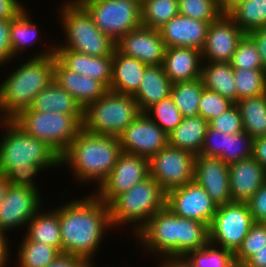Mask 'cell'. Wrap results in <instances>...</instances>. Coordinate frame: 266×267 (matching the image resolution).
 I'll use <instances>...</instances> for the list:
<instances>
[{
	"label": "cell",
	"mask_w": 266,
	"mask_h": 267,
	"mask_svg": "<svg viewBox=\"0 0 266 267\" xmlns=\"http://www.w3.org/2000/svg\"><path fill=\"white\" fill-rule=\"evenodd\" d=\"M71 201L56 209L62 253L94 261L104 232L112 228L109 206L95 194Z\"/></svg>",
	"instance_id": "cell-1"
},
{
	"label": "cell",
	"mask_w": 266,
	"mask_h": 267,
	"mask_svg": "<svg viewBox=\"0 0 266 267\" xmlns=\"http://www.w3.org/2000/svg\"><path fill=\"white\" fill-rule=\"evenodd\" d=\"M1 121L7 131L0 139V174L10 185L38 189L33 177L46 168L61 166L60 156L46 142L27 135L12 120Z\"/></svg>",
	"instance_id": "cell-2"
},
{
	"label": "cell",
	"mask_w": 266,
	"mask_h": 267,
	"mask_svg": "<svg viewBox=\"0 0 266 267\" xmlns=\"http://www.w3.org/2000/svg\"><path fill=\"white\" fill-rule=\"evenodd\" d=\"M48 49L22 63L2 81L1 120H12L23 110L30 108L35 96L53 81L55 47Z\"/></svg>",
	"instance_id": "cell-3"
},
{
	"label": "cell",
	"mask_w": 266,
	"mask_h": 267,
	"mask_svg": "<svg viewBox=\"0 0 266 267\" xmlns=\"http://www.w3.org/2000/svg\"><path fill=\"white\" fill-rule=\"evenodd\" d=\"M121 153L119 137L94 134L82 128L60 156V163L70 166L73 176L82 183L94 181L99 187L109 176Z\"/></svg>",
	"instance_id": "cell-4"
},
{
	"label": "cell",
	"mask_w": 266,
	"mask_h": 267,
	"mask_svg": "<svg viewBox=\"0 0 266 267\" xmlns=\"http://www.w3.org/2000/svg\"><path fill=\"white\" fill-rule=\"evenodd\" d=\"M61 12L60 22L66 32V45L56 44L55 48H66L90 56H113L116 42L100 31L78 0L66 1Z\"/></svg>",
	"instance_id": "cell-5"
},
{
	"label": "cell",
	"mask_w": 266,
	"mask_h": 267,
	"mask_svg": "<svg viewBox=\"0 0 266 267\" xmlns=\"http://www.w3.org/2000/svg\"><path fill=\"white\" fill-rule=\"evenodd\" d=\"M108 206L112 227L134 223L132 227L136 224V233L156 212L166 206V192L153 177L148 176L127 192L118 195Z\"/></svg>",
	"instance_id": "cell-6"
},
{
	"label": "cell",
	"mask_w": 266,
	"mask_h": 267,
	"mask_svg": "<svg viewBox=\"0 0 266 267\" xmlns=\"http://www.w3.org/2000/svg\"><path fill=\"white\" fill-rule=\"evenodd\" d=\"M84 114H63L25 109L12 121L27 135L46 142L59 156L83 128Z\"/></svg>",
	"instance_id": "cell-7"
},
{
	"label": "cell",
	"mask_w": 266,
	"mask_h": 267,
	"mask_svg": "<svg viewBox=\"0 0 266 267\" xmlns=\"http://www.w3.org/2000/svg\"><path fill=\"white\" fill-rule=\"evenodd\" d=\"M139 114L132 95L108 90L84 109L83 128L90 133L118 137Z\"/></svg>",
	"instance_id": "cell-8"
},
{
	"label": "cell",
	"mask_w": 266,
	"mask_h": 267,
	"mask_svg": "<svg viewBox=\"0 0 266 267\" xmlns=\"http://www.w3.org/2000/svg\"><path fill=\"white\" fill-rule=\"evenodd\" d=\"M90 13L94 24L117 42L141 26V4L135 0H78Z\"/></svg>",
	"instance_id": "cell-9"
},
{
	"label": "cell",
	"mask_w": 266,
	"mask_h": 267,
	"mask_svg": "<svg viewBox=\"0 0 266 267\" xmlns=\"http://www.w3.org/2000/svg\"><path fill=\"white\" fill-rule=\"evenodd\" d=\"M254 223L247 202H231L217 207L209 226V243L219 244L233 255Z\"/></svg>",
	"instance_id": "cell-10"
},
{
	"label": "cell",
	"mask_w": 266,
	"mask_h": 267,
	"mask_svg": "<svg viewBox=\"0 0 266 267\" xmlns=\"http://www.w3.org/2000/svg\"><path fill=\"white\" fill-rule=\"evenodd\" d=\"M145 249L162 256L166 263H178V215L168 207L156 212L135 234Z\"/></svg>",
	"instance_id": "cell-11"
},
{
	"label": "cell",
	"mask_w": 266,
	"mask_h": 267,
	"mask_svg": "<svg viewBox=\"0 0 266 267\" xmlns=\"http://www.w3.org/2000/svg\"><path fill=\"white\" fill-rule=\"evenodd\" d=\"M195 155L167 145L149 159L150 176L167 193L194 181Z\"/></svg>",
	"instance_id": "cell-12"
},
{
	"label": "cell",
	"mask_w": 266,
	"mask_h": 267,
	"mask_svg": "<svg viewBox=\"0 0 266 267\" xmlns=\"http://www.w3.org/2000/svg\"><path fill=\"white\" fill-rule=\"evenodd\" d=\"M150 176L149 159L122 152L96 196L109 205L118 195Z\"/></svg>",
	"instance_id": "cell-13"
},
{
	"label": "cell",
	"mask_w": 266,
	"mask_h": 267,
	"mask_svg": "<svg viewBox=\"0 0 266 267\" xmlns=\"http://www.w3.org/2000/svg\"><path fill=\"white\" fill-rule=\"evenodd\" d=\"M118 137L122 152L148 159L168 145V134L144 112Z\"/></svg>",
	"instance_id": "cell-14"
},
{
	"label": "cell",
	"mask_w": 266,
	"mask_h": 267,
	"mask_svg": "<svg viewBox=\"0 0 266 267\" xmlns=\"http://www.w3.org/2000/svg\"><path fill=\"white\" fill-rule=\"evenodd\" d=\"M166 207L179 217L203 222L208 226L217 210L210 195L195 180L169 190L166 193Z\"/></svg>",
	"instance_id": "cell-15"
},
{
	"label": "cell",
	"mask_w": 266,
	"mask_h": 267,
	"mask_svg": "<svg viewBox=\"0 0 266 267\" xmlns=\"http://www.w3.org/2000/svg\"><path fill=\"white\" fill-rule=\"evenodd\" d=\"M40 200L37 189L9 184L0 204V232L6 235L8 230L20 229L27 224L41 210Z\"/></svg>",
	"instance_id": "cell-16"
},
{
	"label": "cell",
	"mask_w": 266,
	"mask_h": 267,
	"mask_svg": "<svg viewBox=\"0 0 266 267\" xmlns=\"http://www.w3.org/2000/svg\"><path fill=\"white\" fill-rule=\"evenodd\" d=\"M245 34L226 13H223L208 26L206 42L201 51L202 62H230Z\"/></svg>",
	"instance_id": "cell-17"
},
{
	"label": "cell",
	"mask_w": 266,
	"mask_h": 267,
	"mask_svg": "<svg viewBox=\"0 0 266 267\" xmlns=\"http://www.w3.org/2000/svg\"><path fill=\"white\" fill-rule=\"evenodd\" d=\"M116 49L147 65H162L166 46L159 30L139 26L116 42Z\"/></svg>",
	"instance_id": "cell-18"
},
{
	"label": "cell",
	"mask_w": 266,
	"mask_h": 267,
	"mask_svg": "<svg viewBox=\"0 0 266 267\" xmlns=\"http://www.w3.org/2000/svg\"><path fill=\"white\" fill-rule=\"evenodd\" d=\"M194 180L206 190L217 207L232 202L229 168L220 158L196 155Z\"/></svg>",
	"instance_id": "cell-19"
},
{
	"label": "cell",
	"mask_w": 266,
	"mask_h": 267,
	"mask_svg": "<svg viewBox=\"0 0 266 267\" xmlns=\"http://www.w3.org/2000/svg\"><path fill=\"white\" fill-rule=\"evenodd\" d=\"M209 23L183 15H176L158 30L168 47H192L202 51Z\"/></svg>",
	"instance_id": "cell-20"
},
{
	"label": "cell",
	"mask_w": 266,
	"mask_h": 267,
	"mask_svg": "<svg viewBox=\"0 0 266 267\" xmlns=\"http://www.w3.org/2000/svg\"><path fill=\"white\" fill-rule=\"evenodd\" d=\"M228 168L232 202H247L266 181V169L253 156Z\"/></svg>",
	"instance_id": "cell-21"
},
{
	"label": "cell",
	"mask_w": 266,
	"mask_h": 267,
	"mask_svg": "<svg viewBox=\"0 0 266 267\" xmlns=\"http://www.w3.org/2000/svg\"><path fill=\"white\" fill-rule=\"evenodd\" d=\"M53 80L72 95L83 109L108 91L100 81L68 69L56 56Z\"/></svg>",
	"instance_id": "cell-22"
},
{
	"label": "cell",
	"mask_w": 266,
	"mask_h": 267,
	"mask_svg": "<svg viewBox=\"0 0 266 267\" xmlns=\"http://www.w3.org/2000/svg\"><path fill=\"white\" fill-rule=\"evenodd\" d=\"M55 56L68 69L100 81L109 90L113 56H90L66 48H55Z\"/></svg>",
	"instance_id": "cell-23"
},
{
	"label": "cell",
	"mask_w": 266,
	"mask_h": 267,
	"mask_svg": "<svg viewBox=\"0 0 266 267\" xmlns=\"http://www.w3.org/2000/svg\"><path fill=\"white\" fill-rule=\"evenodd\" d=\"M201 51L192 47H168L163 59L164 73L174 84L201 77Z\"/></svg>",
	"instance_id": "cell-24"
},
{
	"label": "cell",
	"mask_w": 266,
	"mask_h": 267,
	"mask_svg": "<svg viewBox=\"0 0 266 267\" xmlns=\"http://www.w3.org/2000/svg\"><path fill=\"white\" fill-rule=\"evenodd\" d=\"M148 66L134 57L123 55L115 49L109 90L120 94L133 95L138 90Z\"/></svg>",
	"instance_id": "cell-25"
},
{
	"label": "cell",
	"mask_w": 266,
	"mask_h": 267,
	"mask_svg": "<svg viewBox=\"0 0 266 267\" xmlns=\"http://www.w3.org/2000/svg\"><path fill=\"white\" fill-rule=\"evenodd\" d=\"M172 82L164 73L162 65H149L141 79L138 90L132 95L141 112L171 94Z\"/></svg>",
	"instance_id": "cell-26"
},
{
	"label": "cell",
	"mask_w": 266,
	"mask_h": 267,
	"mask_svg": "<svg viewBox=\"0 0 266 267\" xmlns=\"http://www.w3.org/2000/svg\"><path fill=\"white\" fill-rule=\"evenodd\" d=\"M208 121L200 115L183 117L181 123L168 134V145L189 151L193 155L200 154Z\"/></svg>",
	"instance_id": "cell-27"
},
{
	"label": "cell",
	"mask_w": 266,
	"mask_h": 267,
	"mask_svg": "<svg viewBox=\"0 0 266 267\" xmlns=\"http://www.w3.org/2000/svg\"><path fill=\"white\" fill-rule=\"evenodd\" d=\"M30 108L42 112L84 114L76 99L54 80L35 96Z\"/></svg>",
	"instance_id": "cell-28"
},
{
	"label": "cell",
	"mask_w": 266,
	"mask_h": 267,
	"mask_svg": "<svg viewBox=\"0 0 266 267\" xmlns=\"http://www.w3.org/2000/svg\"><path fill=\"white\" fill-rule=\"evenodd\" d=\"M201 79L206 89L217 92L234 103L237 102L234 68L230 62L202 63Z\"/></svg>",
	"instance_id": "cell-29"
},
{
	"label": "cell",
	"mask_w": 266,
	"mask_h": 267,
	"mask_svg": "<svg viewBox=\"0 0 266 267\" xmlns=\"http://www.w3.org/2000/svg\"><path fill=\"white\" fill-rule=\"evenodd\" d=\"M25 226L28 229L25 236L29 240L55 247L62 253L60 221L55 209L44 213L39 210Z\"/></svg>",
	"instance_id": "cell-30"
},
{
	"label": "cell",
	"mask_w": 266,
	"mask_h": 267,
	"mask_svg": "<svg viewBox=\"0 0 266 267\" xmlns=\"http://www.w3.org/2000/svg\"><path fill=\"white\" fill-rule=\"evenodd\" d=\"M241 113L243 128L253 139L266 135V93L246 97L235 103Z\"/></svg>",
	"instance_id": "cell-31"
},
{
	"label": "cell",
	"mask_w": 266,
	"mask_h": 267,
	"mask_svg": "<svg viewBox=\"0 0 266 267\" xmlns=\"http://www.w3.org/2000/svg\"><path fill=\"white\" fill-rule=\"evenodd\" d=\"M208 243V225L178 216V262L189 252L202 248Z\"/></svg>",
	"instance_id": "cell-32"
},
{
	"label": "cell",
	"mask_w": 266,
	"mask_h": 267,
	"mask_svg": "<svg viewBox=\"0 0 266 267\" xmlns=\"http://www.w3.org/2000/svg\"><path fill=\"white\" fill-rule=\"evenodd\" d=\"M178 264L181 267H239L230 251L211 243L189 252Z\"/></svg>",
	"instance_id": "cell-33"
},
{
	"label": "cell",
	"mask_w": 266,
	"mask_h": 267,
	"mask_svg": "<svg viewBox=\"0 0 266 267\" xmlns=\"http://www.w3.org/2000/svg\"><path fill=\"white\" fill-rule=\"evenodd\" d=\"M226 14L248 34L266 27V0H242Z\"/></svg>",
	"instance_id": "cell-34"
},
{
	"label": "cell",
	"mask_w": 266,
	"mask_h": 267,
	"mask_svg": "<svg viewBox=\"0 0 266 267\" xmlns=\"http://www.w3.org/2000/svg\"><path fill=\"white\" fill-rule=\"evenodd\" d=\"M204 88L201 77L172 84L170 96L183 117L199 115V102Z\"/></svg>",
	"instance_id": "cell-35"
},
{
	"label": "cell",
	"mask_w": 266,
	"mask_h": 267,
	"mask_svg": "<svg viewBox=\"0 0 266 267\" xmlns=\"http://www.w3.org/2000/svg\"><path fill=\"white\" fill-rule=\"evenodd\" d=\"M18 249V267H46L60 254L57 248L29 240L26 236Z\"/></svg>",
	"instance_id": "cell-36"
},
{
	"label": "cell",
	"mask_w": 266,
	"mask_h": 267,
	"mask_svg": "<svg viewBox=\"0 0 266 267\" xmlns=\"http://www.w3.org/2000/svg\"><path fill=\"white\" fill-rule=\"evenodd\" d=\"M179 14L178 0H144L141 4V24L159 29Z\"/></svg>",
	"instance_id": "cell-37"
},
{
	"label": "cell",
	"mask_w": 266,
	"mask_h": 267,
	"mask_svg": "<svg viewBox=\"0 0 266 267\" xmlns=\"http://www.w3.org/2000/svg\"><path fill=\"white\" fill-rule=\"evenodd\" d=\"M24 9L17 17L11 19L10 43L12 60L20 52L27 49V46L33 45L38 37L37 25L29 18V14ZM32 42V43H31Z\"/></svg>",
	"instance_id": "cell-38"
},
{
	"label": "cell",
	"mask_w": 266,
	"mask_h": 267,
	"mask_svg": "<svg viewBox=\"0 0 266 267\" xmlns=\"http://www.w3.org/2000/svg\"><path fill=\"white\" fill-rule=\"evenodd\" d=\"M237 101L266 93V70L234 69Z\"/></svg>",
	"instance_id": "cell-39"
},
{
	"label": "cell",
	"mask_w": 266,
	"mask_h": 267,
	"mask_svg": "<svg viewBox=\"0 0 266 267\" xmlns=\"http://www.w3.org/2000/svg\"><path fill=\"white\" fill-rule=\"evenodd\" d=\"M144 113L167 134L171 133L183 119L171 96L152 104Z\"/></svg>",
	"instance_id": "cell-40"
},
{
	"label": "cell",
	"mask_w": 266,
	"mask_h": 267,
	"mask_svg": "<svg viewBox=\"0 0 266 267\" xmlns=\"http://www.w3.org/2000/svg\"><path fill=\"white\" fill-rule=\"evenodd\" d=\"M253 140L245 131L225 134L222 152L217 157L227 165L250 158L253 155Z\"/></svg>",
	"instance_id": "cell-41"
},
{
	"label": "cell",
	"mask_w": 266,
	"mask_h": 267,
	"mask_svg": "<svg viewBox=\"0 0 266 267\" xmlns=\"http://www.w3.org/2000/svg\"><path fill=\"white\" fill-rule=\"evenodd\" d=\"M230 64L234 69L266 70L256 43L248 34L239 41Z\"/></svg>",
	"instance_id": "cell-42"
},
{
	"label": "cell",
	"mask_w": 266,
	"mask_h": 267,
	"mask_svg": "<svg viewBox=\"0 0 266 267\" xmlns=\"http://www.w3.org/2000/svg\"><path fill=\"white\" fill-rule=\"evenodd\" d=\"M178 10L180 15L209 24L223 14L217 0H178Z\"/></svg>",
	"instance_id": "cell-43"
},
{
	"label": "cell",
	"mask_w": 266,
	"mask_h": 267,
	"mask_svg": "<svg viewBox=\"0 0 266 267\" xmlns=\"http://www.w3.org/2000/svg\"><path fill=\"white\" fill-rule=\"evenodd\" d=\"M266 246V223L254 222L243 240L242 245L234 254L237 264L242 266L256 251Z\"/></svg>",
	"instance_id": "cell-44"
},
{
	"label": "cell",
	"mask_w": 266,
	"mask_h": 267,
	"mask_svg": "<svg viewBox=\"0 0 266 267\" xmlns=\"http://www.w3.org/2000/svg\"><path fill=\"white\" fill-rule=\"evenodd\" d=\"M234 104V102L222 97L217 92L204 88L199 102V115L209 123L212 119L217 118Z\"/></svg>",
	"instance_id": "cell-45"
},
{
	"label": "cell",
	"mask_w": 266,
	"mask_h": 267,
	"mask_svg": "<svg viewBox=\"0 0 266 267\" xmlns=\"http://www.w3.org/2000/svg\"><path fill=\"white\" fill-rule=\"evenodd\" d=\"M208 125L224 134L232 135L244 131L241 113L236 104L212 119Z\"/></svg>",
	"instance_id": "cell-46"
},
{
	"label": "cell",
	"mask_w": 266,
	"mask_h": 267,
	"mask_svg": "<svg viewBox=\"0 0 266 267\" xmlns=\"http://www.w3.org/2000/svg\"><path fill=\"white\" fill-rule=\"evenodd\" d=\"M254 222L266 223V181L247 201Z\"/></svg>",
	"instance_id": "cell-47"
},
{
	"label": "cell",
	"mask_w": 266,
	"mask_h": 267,
	"mask_svg": "<svg viewBox=\"0 0 266 267\" xmlns=\"http://www.w3.org/2000/svg\"><path fill=\"white\" fill-rule=\"evenodd\" d=\"M224 135L208 125L200 154L217 157L223 149Z\"/></svg>",
	"instance_id": "cell-48"
},
{
	"label": "cell",
	"mask_w": 266,
	"mask_h": 267,
	"mask_svg": "<svg viewBox=\"0 0 266 267\" xmlns=\"http://www.w3.org/2000/svg\"><path fill=\"white\" fill-rule=\"evenodd\" d=\"M10 26L11 20L0 19V66L12 60Z\"/></svg>",
	"instance_id": "cell-49"
},
{
	"label": "cell",
	"mask_w": 266,
	"mask_h": 267,
	"mask_svg": "<svg viewBox=\"0 0 266 267\" xmlns=\"http://www.w3.org/2000/svg\"><path fill=\"white\" fill-rule=\"evenodd\" d=\"M93 264V261L62 253L46 267H95Z\"/></svg>",
	"instance_id": "cell-50"
},
{
	"label": "cell",
	"mask_w": 266,
	"mask_h": 267,
	"mask_svg": "<svg viewBox=\"0 0 266 267\" xmlns=\"http://www.w3.org/2000/svg\"><path fill=\"white\" fill-rule=\"evenodd\" d=\"M18 0H0V19L11 20L17 17L25 8Z\"/></svg>",
	"instance_id": "cell-51"
},
{
	"label": "cell",
	"mask_w": 266,
	"mask_h": 267,
	"mask_svg": "<svg viewBox=\"0 0 266 267\" xmlns=\"http://www.w3.org/2000/svg\"><path fill=\"white\" fill-rule=\"evenodd\" d=\"M254 40L260 53L261 61L266 69V27L256 29L248 33Z\"/></svg>",
	"instance_id": "cell-52"
},
{
	"label": "cell",
	"mask_w": 266,
	"mask_h": 267,
	"mask_svg": "<svg viewBox=\"0 0 266 267\" xmlns=\"http://www.w3.org/2000/svg\"><path fill=\"white\" fill-rule=\"evenodd\" d=\"M252 156L266 169V135L253 140Z\"/></svg>",
	"instance_id": "cell-53"
},
{
	"label": "cell",
	"mask_w": 266,
	"mask_h": 267,
	"mask_svg": "<svg viewBox=\"0 0 266 267\" xmlns=\"http://www.w3.org/2000/svg\"><path fill=\"white\" fill-rule=\"evenodd\" d=\"M240 267H266V246L256 251L255 254Z\"/></svg>",
	"instance_id": "cell-54"
},
{
	"label": "cell",
	"mask_w": 266,
	"mask_h": 267,
	"mask_svg": "<svg viewBox=\"0 0 266 267\" xmlns=\"http://www.w3.org/2000/svg\"><path fill=\"white\" fill-rule=\"evenodd\" d=\"M8 238L7 236L0 232V267H6L8 262L9 256V248L7 243Z\"/></svg>",
	"instance_id": "cell-55"
},
{
	"label": "cell",
	"mask_w": 266,
	"mask_h": 267,
	"mask_svg": "<svg viewBox=\"0 0 266 267\" xmlns=\"http://www.w3.org/2000/svg\"><path fill=\"white\" fill-rule=\"evenodd\" d=\"M242 0H217L219 9L223 13H227L231 8H233L238 2Z\"/></svg>",
	"instance_id": "cell-56"
},
{
	"label": "cell",
	"mask_w": 266,
	"mask_h": 267,
	"mask_svg": "<svg viewBox=\"0 0 266 267\" xmlns=\"http://www.w3.org/2000/svg\"><path fill=\"white\" fill-rule=\"evenodd\" d=\"M8 185H9V183H8L6 177L3 174H0V204L2 203V201L5 197Z\"/></svg>",
	"instance_id": "cell-57"
},
{
	"label": "cell",
	"mask_w": 266,
	"mask_h": 267,
	"mask_svg": "<svg viewBox=\"0 0 266 267\" xmlns=\"http://www.w3.org/2000/svg\"><path fill=\"white\" fill-rule=\"evenodd\" d=\"M159 267H181L178 263H166L161 262V265H158Z\"/></svg>",
	"instance_id": "cell-58"
},
{
	"label": "cell",
	"mask_w": 266,
	"mask_h": 267,
	"mask_svg": "<svg viewBox=\"0 0 266 267\" xmlns=\"http://www.w3.org/2000/svg\"><path fill=\"white\" fill-rule=\"evenodd\" d=\"M135 1L142 4L144 0H135Z\"/></svg>",
	"instance_id": "cell-59"
}]
</instances>
